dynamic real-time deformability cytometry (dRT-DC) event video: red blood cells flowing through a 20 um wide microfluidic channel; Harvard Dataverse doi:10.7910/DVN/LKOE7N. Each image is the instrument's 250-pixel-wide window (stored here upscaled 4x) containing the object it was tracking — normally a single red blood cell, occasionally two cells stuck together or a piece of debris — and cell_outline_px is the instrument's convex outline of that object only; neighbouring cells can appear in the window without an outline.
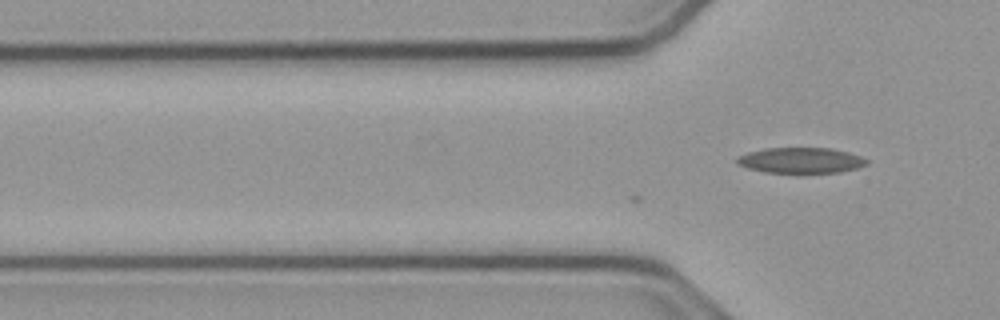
{"species": "common noctule bat (a hibernating species)", "species_latin": "Nyctalus noctula", "temperature_condition": "cold", "stored_images_in_passage": 2, "camera_frame_rate_fps": 3000, "um_per_image_px": 0.085, "animal": {"sex": "male", "body_mass_g": 23.1, "forearm_length_mm": 52.7}, "frame": {"image": 1, "passage_image": 2, "time_ms": 0.333, "image_size_px": [1000, 320], "cell_outline_px": [[868, 164], [856, 168], [840, 172], [804, 176], [764, 172], [748, 168], [736, 164], [736, 156], [748, 152], [764, 148], [832, 148], [848, 152], [860, 156], [868, 160]], "centroid_in_image_um": [68.05, 13.68], "position_along_channel_um": 57.8, "area_um2": 20.4}}